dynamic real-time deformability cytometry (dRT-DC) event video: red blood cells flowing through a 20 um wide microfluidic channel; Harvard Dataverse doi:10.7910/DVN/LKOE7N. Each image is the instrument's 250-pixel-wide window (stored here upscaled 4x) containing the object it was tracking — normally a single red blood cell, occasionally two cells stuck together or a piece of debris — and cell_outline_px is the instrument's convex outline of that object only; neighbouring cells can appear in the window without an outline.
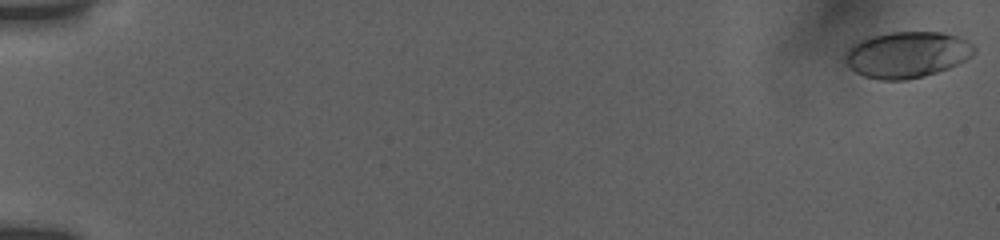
{"species": "human", "species_latin": "Homo sapiens", "temperature_condition": "room temperature", "stored_images_in_passage": 56, "camera_frame_rate_fps": 3000, "um_per_image_px": 0.085, "donor": {"sex": "female"}, "frame": {"image": 1, "passage_image": 1, "time_ms": 0.0, "image_size_px": [1000, 240], "cell_outline_px": [[976, 52], [972, 56], [948, 68], [924, 76], [904, 80], [880, 80], [864, 76], [856, 72], [844, 64], [844, 52], [852, 44], [860, 40], [872, 36], [888, 32], [940, 32], [960, 36], [968, 40], [976, 48]], "centroid_in_image_um": [77.07, 4.64], "position_along_channel_um": 7.9, "area_um2": 35.03}}
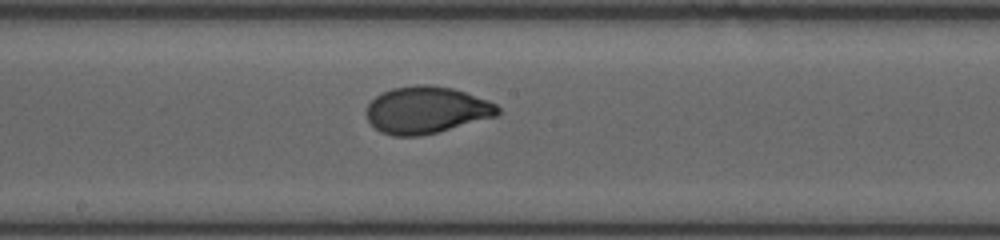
{"frame": {"image": 2, "passage_image": 32, "time_ms": 10.333, "image_size_px": [1000, 240], "cell_outline_px": [[500, 112], [496, 116], [436, 132], [420, 136], [392, 136], [380, 132], [364, 116], [364, 112], [368, 104], [376, 96], [392, 88], [420, 84], [428, 84], [452, 88], [488, 100], [496, 104], [500, 108]], "centroid_in_image_um": [36.21, 9.35], "position_along_channel_um": 212.0, "area_um2": 35.89}}
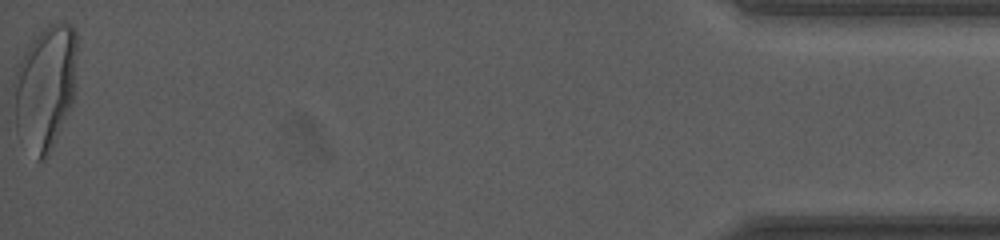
{"frame": {"image": 3, "passage_image": 56, "time_ms": 18.333, "image_size_px": [1000, 240], "cell_outline_px": [[76, 52], [72, 104], [52, 148], [48, 156], [44, 160], [36, 160], [16, 132], [12, 84], [16, 68], [24, 52], [32, 40], [48, 24], [64, 20], [72, 24], [76, 32]], "centroid_in_image_um": [3.82, 7.42], "position_along_channel_um": 431.4, "area_um2": 46.24}, "authors_computed_cell_mechanics": {"area_um2": 35.3447, "velocity_mm_per_s": 3.8137, "shape_relaxation_time_tau1_ms": 3.4806, "shape_relaxation_time_tau2_ms": null, "deformation_change_tau1": 0.1851, "deformation_change_tau2": null}}